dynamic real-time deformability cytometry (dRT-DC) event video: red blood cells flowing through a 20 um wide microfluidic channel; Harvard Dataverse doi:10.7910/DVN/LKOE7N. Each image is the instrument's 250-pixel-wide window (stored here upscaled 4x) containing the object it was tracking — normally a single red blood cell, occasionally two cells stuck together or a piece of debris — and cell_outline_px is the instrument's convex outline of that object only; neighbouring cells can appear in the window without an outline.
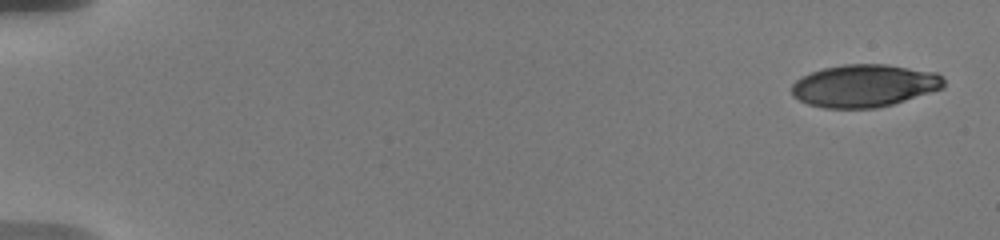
{"species": "human", "species_latin": "Homo sapiens", "temperature_condition": "warm", "stored_images_in_passage": 37, "camera_frame_rate_fps": 3000, "um_per_image_px": 0.085, "donor": {"sex": "male"}, "frame": {"image": 1, "passage_image": 1, "time_ms": 0.0, "image_size_px": [1000, 240], "cell_outline_px": [[944, 88], [892, 104], [876, 108], [824, 108], [808, 104], [792, 96], [792, 84], [800, 76], [824, 68], [844, 64], [888, 64], [936, 72], [944, 76]], "centroid_in_image_um": [73.48, 7.28], "position_along_channel_um": 11.5, "area_um2": 37.86}}
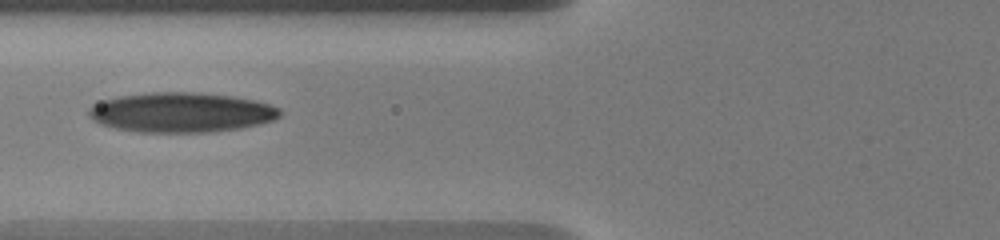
{"frame": {"image": 2, "passage_image": 16, "time_ms": 7.333, "image_size_px": [1000, 240], "cell_outline_px": [[284, 112], [280, 116], [272, 120], [260, 124], [240, 128], [212, 132], [136, 132], [116, 128], [100, 124], [92, 120], [88, 116], [88, 108], [92, 104], [104, 100], [120, 96], [152, 92], [200, 92], [232, 96], [256, 100], [280, 108]], "centroid_in_image_um": [15.41, 9.55], "position_along_channel_um": 110.4, "area_um2": 44.68}}
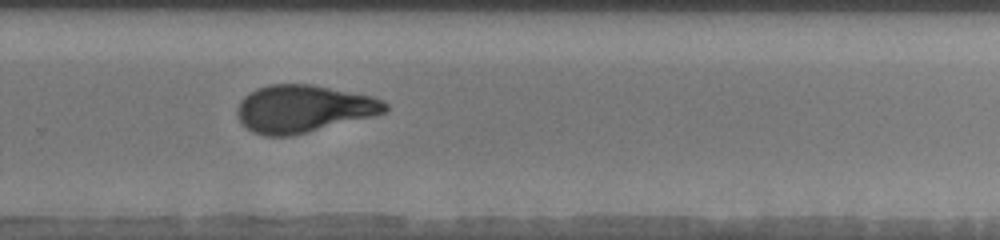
{"frame": {"image": 3, "passage_image": 27, "time_ms": 12.667, "image_size_px": [1000, 240], "cell_outline_px": [[388, 108], [384, 112], [376, 116], [292, 136], [264, 136], [252, 132], [236, 116], [236, 108], [240, 100], [248, 92], [256, 88], [268, 84], [312, 84], [372, 96], [384, 100], [388, 104]], "centroid_in_image_um": [25.79, 9.24], "position_along_channel_um": 304.0, "area_um2": 41.33}, "authors_computed_cell_mechanics": {"area_um2": 40.6912, "velocity_mm_per_s": 3.6412, "shape_relaxation_time_tau1_ms": 8.4226, "shape_relaxation_time_tau2_ms": 2.0007, "deformation_change_tau1": 0.2621, "deformation_change_tau2": 0.0912}}